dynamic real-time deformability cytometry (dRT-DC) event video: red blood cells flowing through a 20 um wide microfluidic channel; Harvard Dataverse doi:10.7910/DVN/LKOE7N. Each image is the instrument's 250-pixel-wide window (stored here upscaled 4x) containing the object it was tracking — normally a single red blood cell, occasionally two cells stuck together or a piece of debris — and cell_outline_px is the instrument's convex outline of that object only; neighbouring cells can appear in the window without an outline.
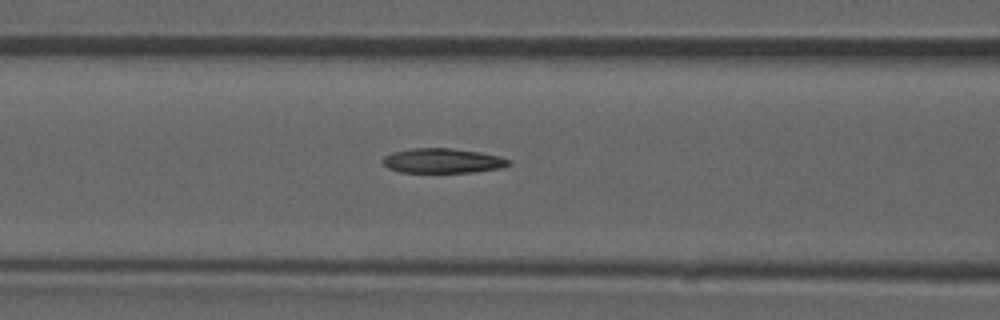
{"species": "common noctule bat (a hibernating species)", "species_latin": "Nyctalus noctula", "temperature_condition": "room temperature", "stored_images_in_passage": 50, "camera_frame_rate_fps": 3000, "um_per_image_px": 0.085, "animal": {"sex": "male", "forearm_length_mm": 52.5}, "frame": {"image": 1, "passage_image": 22, "time_ms": 7.0, "image_size_px": [1000, 320], "cell_outline_px": [[512, 164], [504, 168], [472, 172], [400, 172], [388, 168], [384, 164], [384, 156], [392, 152], [412, 148], [452, 148], [480, 152], [500, 156], [512, 160]], "centroid_in_image_um": [37.69, 13.66], "position_along_channel_um": 128.9, "area_um2": 18.26}}